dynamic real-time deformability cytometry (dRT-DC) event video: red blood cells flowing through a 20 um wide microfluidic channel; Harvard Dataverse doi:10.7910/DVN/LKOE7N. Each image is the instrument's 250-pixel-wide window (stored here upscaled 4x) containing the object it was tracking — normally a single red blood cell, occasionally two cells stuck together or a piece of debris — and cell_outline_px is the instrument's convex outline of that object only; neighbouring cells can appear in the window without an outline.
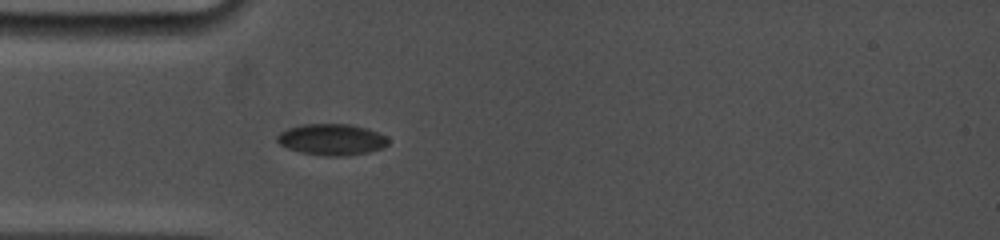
{"species": "common noctule bat (a hibernating species)", "species_latin": "Nyctalus noctula", "temperature_condition": "cold", "stored_images_in_passage": 25, "camera_frame_rate_fps": 5000, "um_per_image_px": 0.085, "animal": {"sex": "female", "body_mass_g": 19.0, "forearm_length_mm": 53.3}, "frame": {"image": 1, "passage_image": 7, "time_ms": 1.8, "image_size_px": [1000, 240], "cell_outline_px": [[388, 144], [384, 148], [368, 152], [344, 156], [324, 156], [300, 152], [288, 148], [280, 144], [276, 140], [276, 136], [280, 132], [288, 128], [304, 124], [352, 124], [368, 128], [388, 136]], "centroid_in_image_um": [28.22, 11.85], "position_along_channel_um": 56.8, "area_um2": 20.46}}
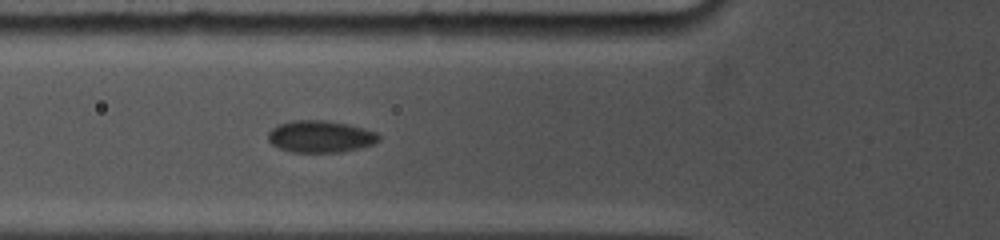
{"frame": {"image": 2, "passage_image": 11, "time_ms": 3.0, "image_size_px": [1000, 240], "cell_outline_px": [[380, 140], [372, 144], [360, 148], [340, 152], [292, 152], [280, 148], [272, 144], [268, 140], [268, 132], [276, 124], [292, 120], [324, 120], [348, 124], [364, 128], [376, 132], [380, 136]], "centroid_in_image_um": [27.22, 11.59], "position_along_channel_um": 98.6, "area_um2": 20.69}}
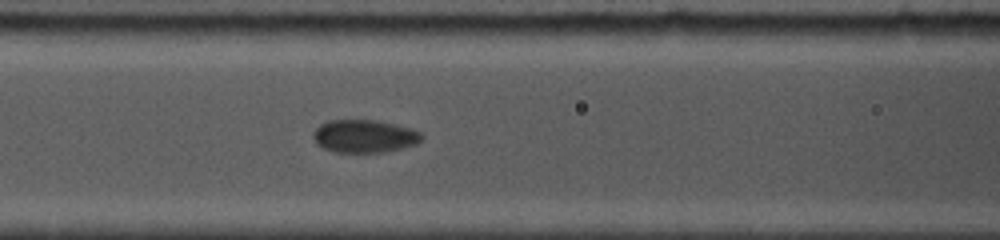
{"frame": {"image": 3, "passage_image": 16, "time_ms": 4.0, "image_size_px": [1000, 240], "cell_outline_px": [[424, 136], [416, 144], [404, 148], [384, 152], [332, 152], [316, 144], [312, 136], [312, 132], [320, 124], [328, 120], [376, 120], [412, 128], [420, 132]], "centroid_in_image_um": [30.96, 11.57], "position_along_channel_um": 135.6, "area_um2": 20.98}}